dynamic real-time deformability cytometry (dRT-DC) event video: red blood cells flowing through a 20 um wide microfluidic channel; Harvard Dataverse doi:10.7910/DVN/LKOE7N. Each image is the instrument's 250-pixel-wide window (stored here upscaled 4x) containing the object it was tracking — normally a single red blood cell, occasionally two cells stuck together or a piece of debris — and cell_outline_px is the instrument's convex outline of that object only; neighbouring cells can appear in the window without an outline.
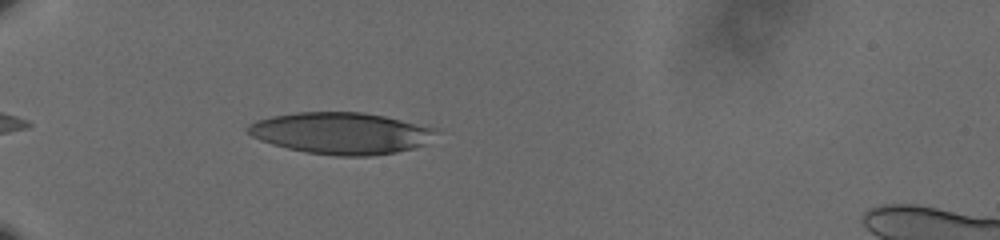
{"species": "human", "species_latin": "Homo sapiens", "temperature_condition": "cold", "stored_images_in_passage": 40, "camera_frame_rate_fps": 3000, "um_per_image_px": 0.085, "donor": {"sex": "male"}, "frame": {"image": 1, "passage_image": 1, "time_ms": 0.0, "image_size_px": [1000, 240], "cell_outline_px": [[440, 132], [424, 144], [412, 148], [396, 152], [368, 156], [336, 156], [308, 152], [288, 148], [272, 144], [260, 140], [252, 136], [244, 128], [248, 124], [256, 120], [272, 116], [296, 112], [364, 112], [384, 116], [440, 128]], "centroid_in_image_um": [29.01, 11.31], "position_along_channel_um": 56.0, "area_um2": 45.84}}
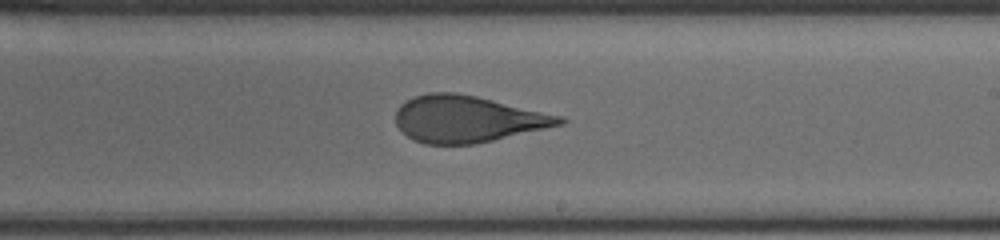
{"frame": {"image": 2, "passage_image": 19, "time_ms": 6.0, "image_size_px": [1000, 240], "cell_outline_px": [[568, 120], [564, 124], [492, 140], [472, 144], [424, 144], [412, 140], [396, 124], [396, 112], [400, 104], [416, 96], [428, 92], [456, 92], [476, 96], [564, 116]], "centroid_in_image_um": [39.74, 10.11], "position_along_channel_um": 249.3, "area_um2": 44.39}}
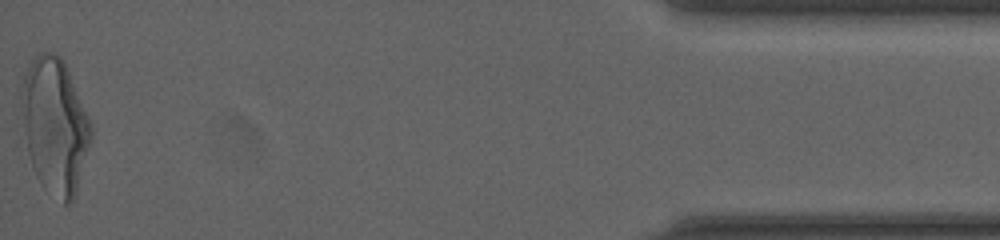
{"frame": {"image": 3, "passage_image": 40, "time_ms": 13.0, "image_size_px": [1000, 240], "cell_outline_px": [[92, 136], [76, 192], [72, 204], [64, 204], [40, 184], [32, 168], [28, 152], [24, 132], [20, 96], [24, 76], [32, 56], [40, 52], [52, 52], [60, 56], [64, 60], [92, 124]], "centroid_in_image_um": [4.65, 10.66], "position_along_channel_um": 430.5, "area_um2": 54.97}, "authors_computed_cell_mechanics": {"area_um2": 45.4019, "velocity_mm_per_s": 3.6252, "shape_relaxation_time_tau1_ms": 5.6804, "shape_relaxation_time_tau2_ms": 1.1587, "deformation_change_tau1": 0.1828, "deformation_change_tau2": 0.0885}}